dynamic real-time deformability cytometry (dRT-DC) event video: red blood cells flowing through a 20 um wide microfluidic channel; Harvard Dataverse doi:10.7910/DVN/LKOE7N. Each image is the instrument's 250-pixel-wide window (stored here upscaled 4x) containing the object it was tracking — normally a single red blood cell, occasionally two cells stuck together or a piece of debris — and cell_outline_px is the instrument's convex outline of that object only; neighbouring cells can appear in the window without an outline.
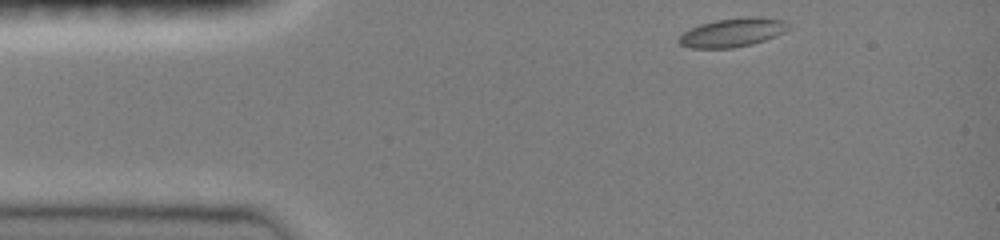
{"species": "common noctule bat (a hibernating species)", "species_latin": "Nyctalus noctula", "temperature_condition": "room temperature", "stored_images_in_passage": 36, "camera_frame_rate_fps": 3000, "um_per_image_px": 0.085, "animal": {"sex": "female", "body_mass_g": 19.0, "forearm_length_mm": 51.5}, "frame": {"image": 1, "passage_image": 1, "time_ms": 0.0, "image_size_px": [1000, 240], "cell_outline_px": [[792, 28], [776, 36], [752, 44], [732, 48], [688, 48], [680, 44], [676, 40], [684, 32], [700, 24], [716, 20], [748, 16], [784, 20]], "centroid_in_image_um": [62.27, 2.77], "position_along_channel_um": 22.7, "area_um2": 18.32}}
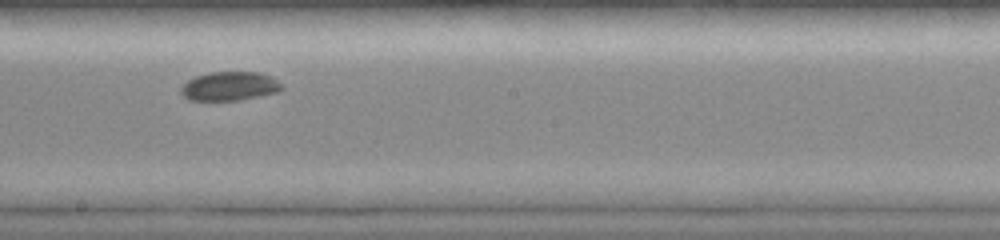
{"frame": {"image": 2, "passage_image": 21, "time_ms": 6.667, "image_size_px": [1000, 240], "cell_outline_px": [[284, 88], [280, 92], [240, 100], [188, 100], [180, 92], [180, 88], [188, 80], [196, 76], [208, 72], [260, 72], [276, 80]], "centroid_in_image_um": [19.51, 7.33], "position_along_channel_um": 228.7, "area_um2": 16.99}}
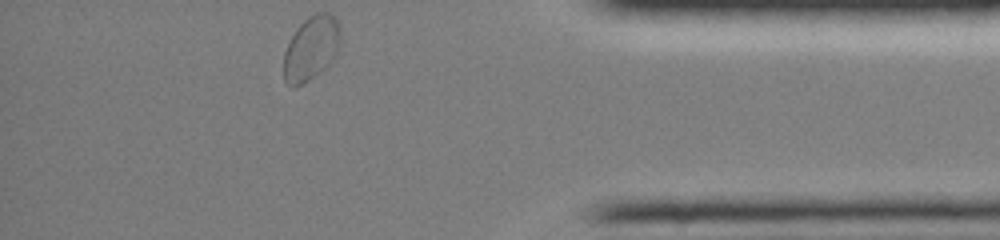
{"frame": {"image": 3, "passage_image": 36, "time_ms": 11.667, "image_size_px": [1000, 240], "cell_outline_px": [[340, 40], [336, 52], [332, 60], [320, 72], [308, 80], [292, 88], [284, 80], [284, 52], [296, 28], [308, 16], [316, 12], [328, 12], [336, 16], [340, 24]], "centroid_in_image_um": [26.46, 4.05], "position_along_channel_um": 408.7, "area_um2": 21.21}, "authors_computed_cell_mechanics": {"area_um2": 17.5423, "velocity_mm_per_s": 3.9875, "shape_relaxation_time_tau1_ms": 6.0232, "shape_relaxation_time_tau2_ms": 0.62, "deformation_change_tau1": 0.0808, "deformation_change_tau2": 0.0245}}